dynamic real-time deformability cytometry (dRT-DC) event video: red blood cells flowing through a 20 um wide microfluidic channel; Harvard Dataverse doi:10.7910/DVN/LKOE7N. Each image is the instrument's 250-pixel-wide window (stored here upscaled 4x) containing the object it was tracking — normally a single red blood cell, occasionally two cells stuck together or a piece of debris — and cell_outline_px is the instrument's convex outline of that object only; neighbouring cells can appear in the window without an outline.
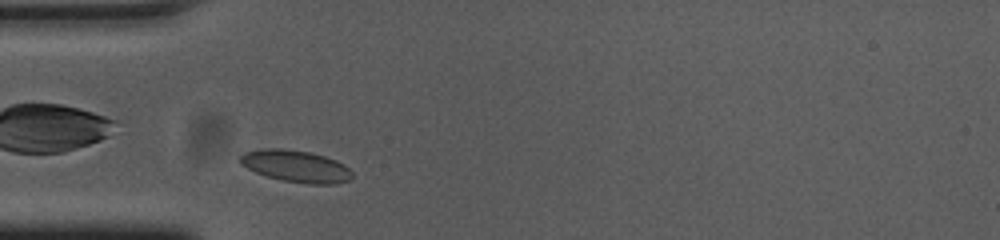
{"species": "common noctule bat (a hibernating species)", "species_latin": "Nyctalus noctula", "temperature_condition": "cold", "stored_images_in_passage": 36, "camera_frame_rate_fps": 3000, "um_per_image_px": 0.085, "animal": {"sex": "female", "body_mass_g": 23.0, "forearm_length_mm": 53.4}, "frame": {"image": 1, "passage_image": 3, "time_ms": 0.667, "image_size_px": [1000, 240], "cell_outline_px": [[352, 176], [348, 180], [336, 184], [308, 184], [284, 180], [268, 176], [256, 172], [240, 164], [240, 156], [244, 152], [264, 148], [284, 148], [308, 152], [324, 156], [336, 160], [344, 164], [352, 172]], "centroid_in_image_um": [25.15, 14.12], "position_along_channel_um": 59.8, "area_um2": 20.69}}
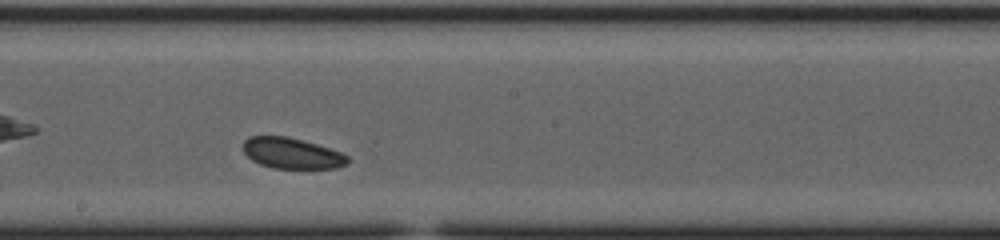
{"frame": {"image": 2, "passage_image": 17, "time_ms": 5.333, "image_size_px": [1000, 240], "cell_outline_px": [[348, 164], [336, 168], [272, 168], [260, 164], [252, 160], [244, 152], [244, 140], [248, 136], [284, 136], [316, 144], [340, 152], [348, 156]], "centroid_in_image_um": [24.79, 13.03], "position_along_channel_um": 223.4, "area_um2": 18.55}}
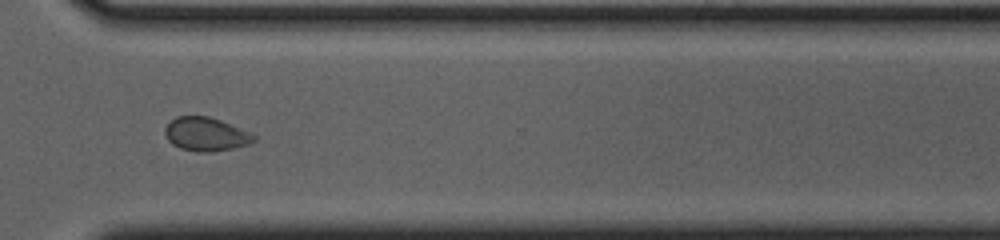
{"frame": {"image": 3, "passage_image": 26, "time_ms": 8.333, "image_size_px": [1000, 240], "cell_outline_px": [[256, 140], [248, 144], [232, 148], [208, 152], [196, 152], [180, 148], [172, 144], [168, 140], [164, 132], [164, 128], [176, 116], [208, 116], [220, 120], [248, 132], [256, 136]], "centroid_in_image_um": [17.46, 11.41], "position_along_channel_um": 353.1, "area_um2": 17.22}}